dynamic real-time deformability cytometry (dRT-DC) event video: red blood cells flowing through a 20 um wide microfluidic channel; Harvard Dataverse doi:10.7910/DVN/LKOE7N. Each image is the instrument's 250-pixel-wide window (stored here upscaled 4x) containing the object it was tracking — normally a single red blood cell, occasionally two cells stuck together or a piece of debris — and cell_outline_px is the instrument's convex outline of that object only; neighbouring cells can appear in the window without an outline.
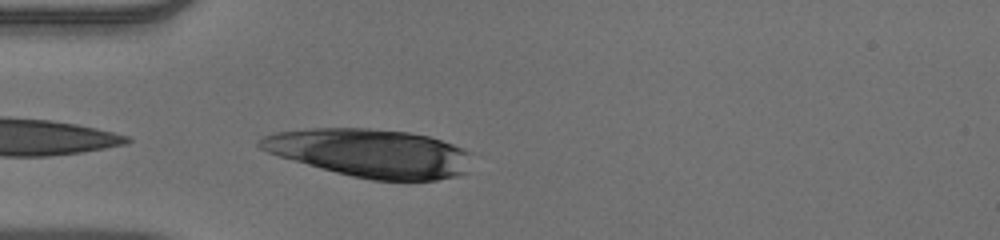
{"species": "human", "species_latin": "Homo sapiens", "temperature_condition": "warm", "stored_images_in_passage": 24, "camera_frame_rate_fps": 3000, "um_per_image_px": 0.085, "donor": {"sex": "male"}, "frame": {"image": 1, "passage_image": 1, "time_ms": 0.0, "image_size_px": [1000, 240], "cell_outline_px": [[472, 152], [468, 172], [456, 176], [436, 180], [372, 180], [352, 176], [336, 172], [280, 156], [268, 152], [260, 148], [256, 144], [256, 140], [264, 136], [276, 132], [304, 128], [368, 128], [408, 132], [428, 136], [452, 144]], "centroid_in_image_um": [31.49, 13.0], "position_along_channel_um": 53.5, "area_um2": 59.48}}
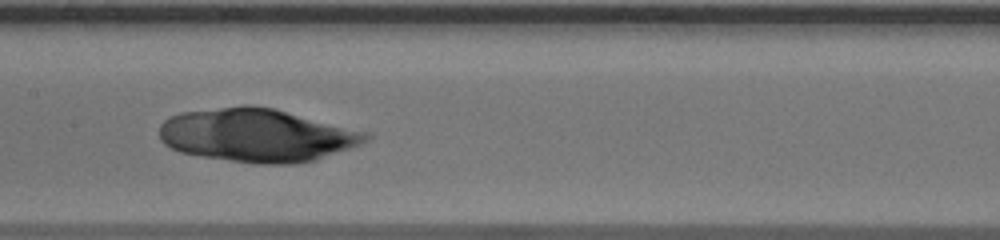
{"frame": {"image": 2, "passage_image": 12, "time_ms": 3.667, "image_size_px": [1000, 240], "cell_outline_px": [[372, 136], [368, 140], [360, 144], [316, 160], [296, 164], [256, 164], [200, 156], [180, 152], [164, 144], [160, 140], [160, 124], [168, 116], [180, 112], [244, 104], [252, 104], [276, 108], [368, 132]], "centroid_in_image_um": [21.83, 11.48], "position_along_channel_um": 185.6, "area_um2": 64.74}}
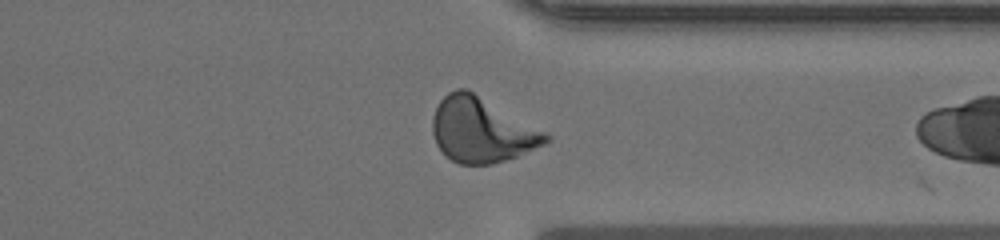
{"frame": {"image": 3, "passage_image": 23, "time_ms": 7.333, "image_size_px": [1000, 240], "cell_outline_px": [[552, 140], [544, 144], [516, 156], [492, 164], [460, 164], [452, 160], [436, 144], [432, 132], [432, 116], [440, 100], [448, 92], [456, 88], [464, 88], [472, 92], [552, 136]], "centroid_in_image_um": [40.9, 11.06], "position_along_channel_um": 370.5, "area_um2": 41.96}}